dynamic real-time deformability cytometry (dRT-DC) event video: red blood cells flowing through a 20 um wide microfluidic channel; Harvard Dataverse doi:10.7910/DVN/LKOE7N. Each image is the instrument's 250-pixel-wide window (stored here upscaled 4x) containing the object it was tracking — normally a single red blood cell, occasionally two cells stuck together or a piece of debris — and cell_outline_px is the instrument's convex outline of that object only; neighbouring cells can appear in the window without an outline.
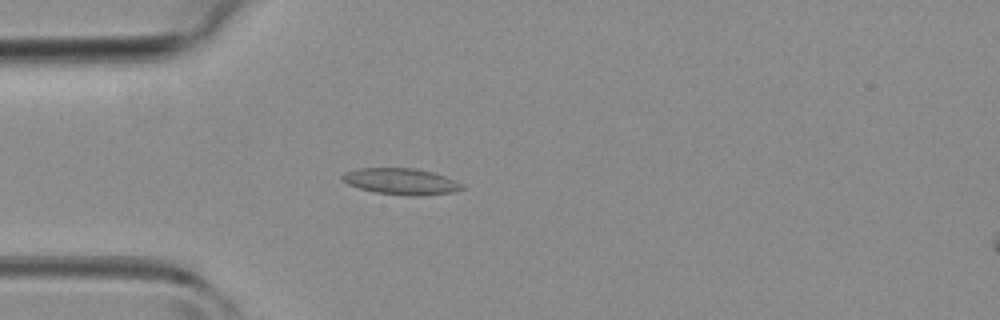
{"species": "common noctule bat (a hibernating species)", "species_latin": "Nyctalus noctula", "temperature_condition": "room temperature", "stored_images_in_passage": 44, "camera_frame_rate_fps": 3000, "um_per_image_px": 0.085, "animal": {"sex": "female", "body_mass_g": 19.3, "forearm_length_mm": 54.1}, "frame": {"image": 1, "passage_image": 12, "time_ms": 3.667, "image_size_px": [1000, 320], "cell_outline_px": [[464, 188], [452, 192], [424, 196], [408, 196], [376, 192], [360, 188], [348, 184], [340, 176], [344, 172], [360, 168], [416, 168], [432, 172], [444, 176], [464, 184]], "centroid_in_image_um": [34.11, 15.42], "position_along_channel_um": 50.9, "area_um2": 18.32}}
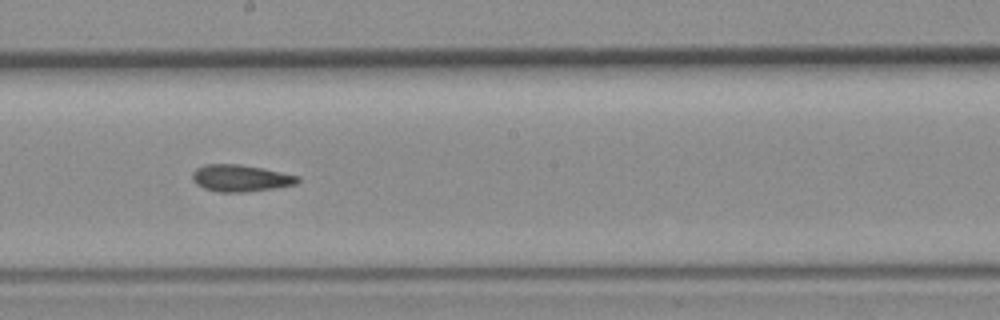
{"frame": {"image": 2, "passage_image": 24, "time_ms": 7.667, "image_size_px": [1000, 320], "cell_outline_px": [[300, 180], [296, 184], [272, 188], [244, 192], [220, 192], [204, 188], [196, 184], [192, 180], [192, 172], [196, 168], [204, 164], [240, 164], [300, 176]], "centroid_in_image_um": [20.41, 15.14], "position_along_channel_um": 227.8, "area_um2": 16.36}}
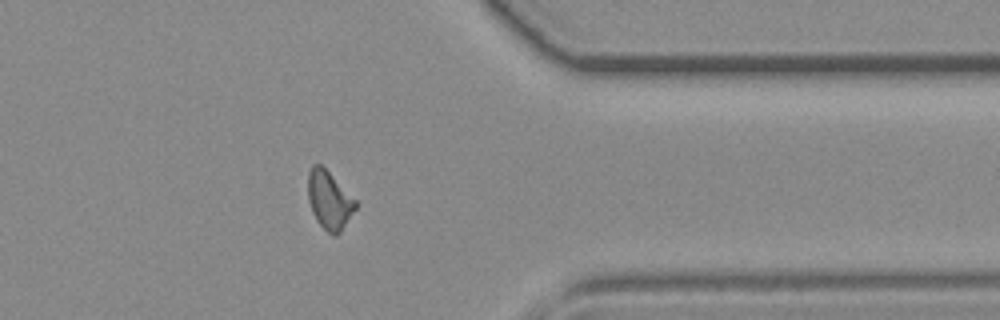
{"frame": {"image": 3, "passage_image": 35, "time_ms": 11.333, "image_size_px": [1000, 320], "cell_outline_px": [[360, 204], [340, 232], [336, 236], [332, 236], [316, 220], [312, 212], [308, 200], [308, 172], [312, 164], [320, 164]], "centroid_in_image_um": [28.0, 17.03], "position_along_channel_um": 383.4, "area_um2": 16.13}}